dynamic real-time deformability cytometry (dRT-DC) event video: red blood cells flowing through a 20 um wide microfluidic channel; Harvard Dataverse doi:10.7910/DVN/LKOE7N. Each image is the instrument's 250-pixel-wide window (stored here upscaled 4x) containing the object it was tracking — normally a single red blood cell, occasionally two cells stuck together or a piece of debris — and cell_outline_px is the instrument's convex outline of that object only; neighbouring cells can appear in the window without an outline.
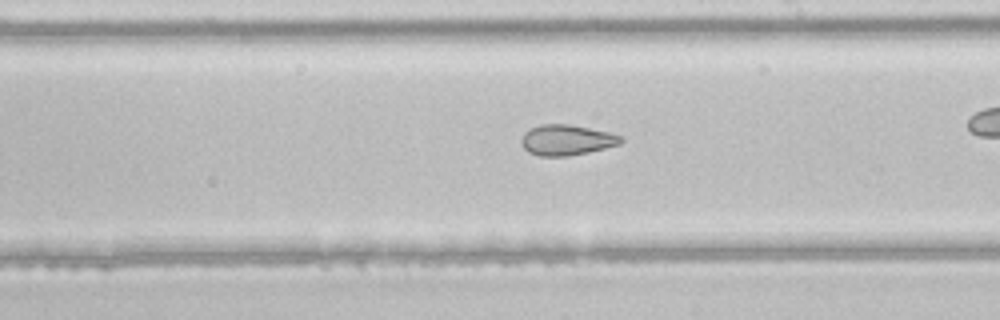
{"species": "common noctule bat (a hibernating species)", "species_latin": "Nyctalus noctula", "temperature_condition": "room temperature", "stored_images_in_passage": 37, "camera_frame_rate_fps": 3000, "um_per_image_px": 0.085, "animal": {"sex": "male", "body_mass_g": 21.5, "forearm_length_mm": 52.0}, "frame": {"image": 1, "passage_image": 27, "time_ms": 8.667, "image_size_px": [1000, 320], "cell_outline_px": [[624, 140], [620, 144], [588, 152], [568, 156], [540, 156], [528, 152], [520, 144], [520, 140], [524, 132], [540, 124], [568, 124], [608, 132], [620, 136]], "centroid_in_image_um": [48.12, 11.9], "position_along_channel_um": 240.9, "area_um2": 17.63}}